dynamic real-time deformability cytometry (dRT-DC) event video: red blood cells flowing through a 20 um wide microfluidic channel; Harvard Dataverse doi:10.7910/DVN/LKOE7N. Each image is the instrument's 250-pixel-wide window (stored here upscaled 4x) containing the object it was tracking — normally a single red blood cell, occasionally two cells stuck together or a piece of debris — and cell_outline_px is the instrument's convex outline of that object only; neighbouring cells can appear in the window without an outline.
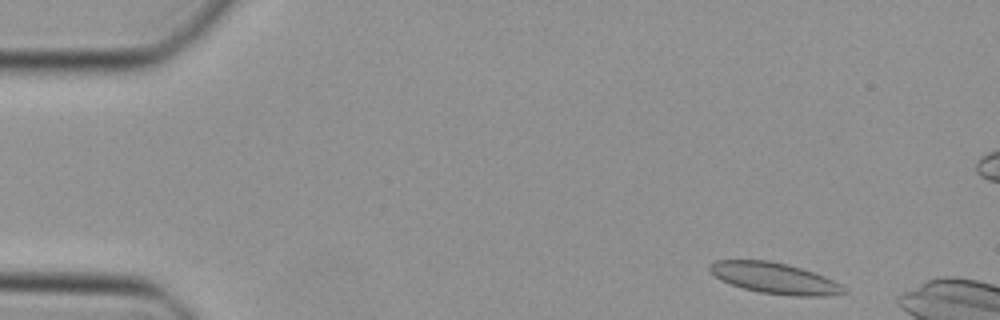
{"species": "Egyptian fruit bat (a non-hibernating species)", "species_latin": "Rousettus aegyptiacus", "temperature_condition": "cold", "stored_images_in_passage": 45, "camera_frame_rate_fps": 3000, "um_per_image_px": 0.085, "animal": {"sex": "female"}, "frame": {"image": 1, "passage_image": 2, "time_ms": 0.333, "image_size_px": [1000, 320], "cell_outline_px": [[848, 292], [824, 296], [792, 296], [760, 292], [744, 288], [720, 280], [708, 268], [708, 264], [716, 260], [768, 260], [800, 268], [824, 276], [848, 288]], "centroid_in_image_um": [65.85, 23.65], "position_along_channel_um": 19.2, "area_um2": 23.99}}
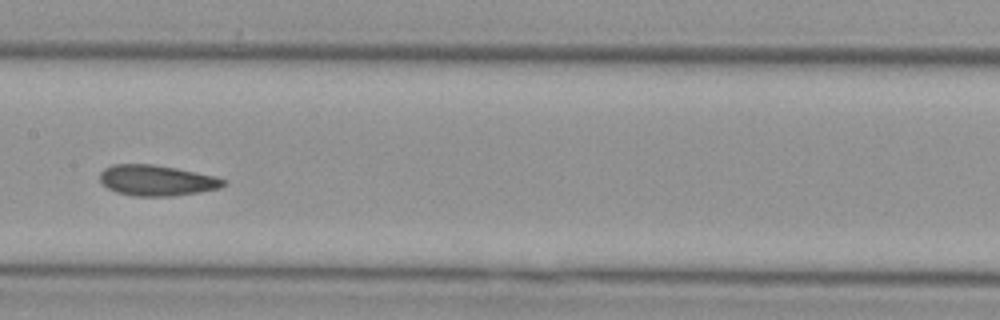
{"frame": {"image": 2, "passage_image": 21, "time_ms": 6.667, "image_size_px": [1000, 320], "cell_outline_px": [[228, 184], [220, 188], [200, 192], [172, 196], [136, 196], [116, 192], [108, 188], [100, 180], [100, 172], [104, 168], [112, 164], [156, 164], [216, 176], [228, 180]], "centroid_in_image_um": [13.36, 15.33], "position_along_channel_um": 194.0, "area_um2": 22.31}}
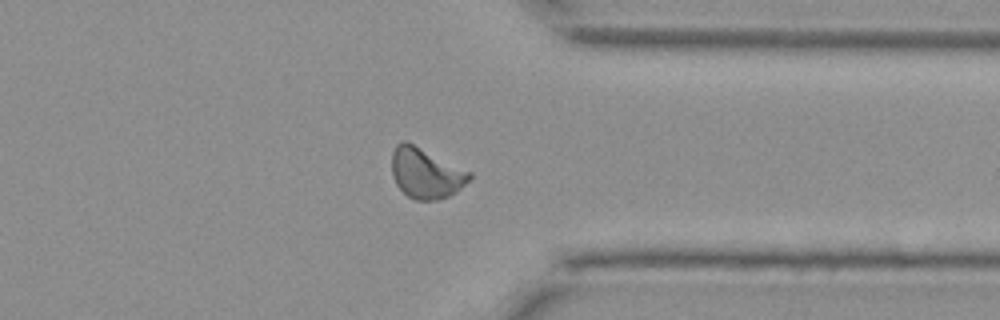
{"frame": {"image": 3, "passage_image": 34, "time_ms": 11.0, "image_size_px": [1000, 320], "cell_outline_px": [[472, 176], [456, 192], [448, 196], [436, 200], [416, 200], [408, 196], [396, 184], [392, 176], [392, 152], [396, 144], [404, 140], [472, 172]], "centroid_in_image_um": [36.18, 14.72], "position_along_channel_um": 375.2, "area_um2": 22.54}}